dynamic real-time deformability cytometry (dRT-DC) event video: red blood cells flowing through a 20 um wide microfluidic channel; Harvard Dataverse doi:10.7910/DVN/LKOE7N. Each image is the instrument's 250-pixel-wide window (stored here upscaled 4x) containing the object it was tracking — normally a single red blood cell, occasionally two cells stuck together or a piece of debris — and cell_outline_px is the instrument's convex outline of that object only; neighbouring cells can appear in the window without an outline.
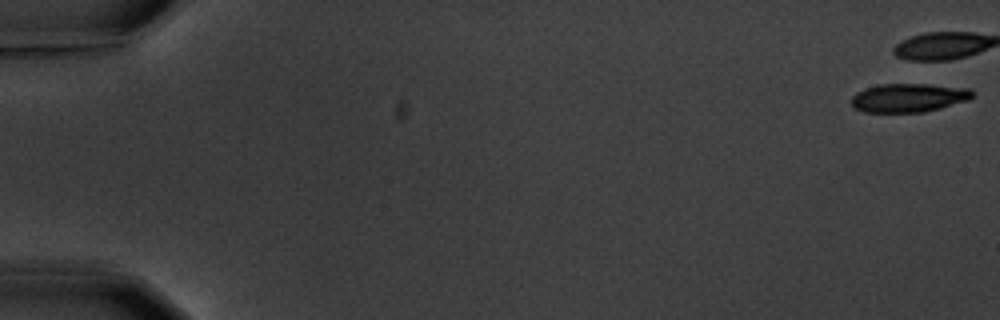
{"species": "common noctule bat (a hibernating species)", "species_latin": "Nyctalus noctula", "temperature_condition": "warm", "stored_images_in_passage": 5, "camera_frame_rate_fps": 3000, "um_per_image_px": 0.085, "animal": {"sex": "male", "body_mass_g": 20.1, "forearm_length_mm": 53.5}, "frame": {"image": 1, "passage_image": 1, "time_ms": 0.0, "image_size_px": [1000, 320], "cell_outline_px": [[972, 96], [968, 100], [940, 108], [924, 112], [864, 112], [852, 108], [852, 96], [856, 92], [864, 88], [880, 84], [928, 84], [972, 88]], "centroid_in_image_um": [77.21, 8.3], "position_along_channel_um": 7.8, "area_um2": 20.35}}